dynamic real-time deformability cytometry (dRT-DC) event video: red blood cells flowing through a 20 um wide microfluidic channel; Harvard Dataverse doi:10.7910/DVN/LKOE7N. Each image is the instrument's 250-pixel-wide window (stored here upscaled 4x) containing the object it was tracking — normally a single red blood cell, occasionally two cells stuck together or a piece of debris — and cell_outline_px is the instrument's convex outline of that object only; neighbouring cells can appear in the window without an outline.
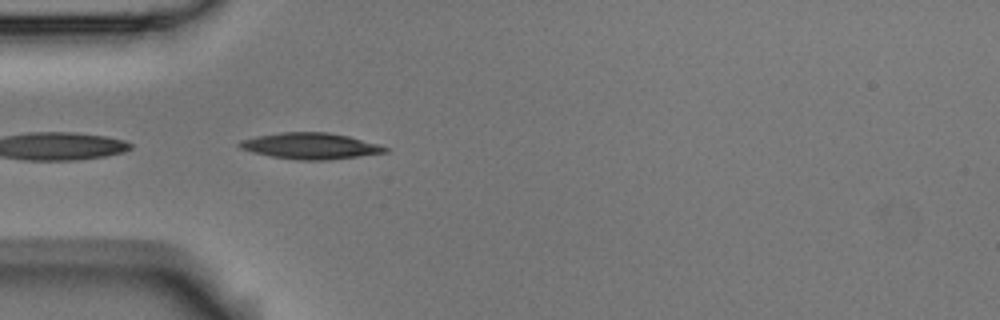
{"species": "Egyptian fruit bat (a non-hibernating species)", "species_latin": "Rousettus aegyptiacus", "temperature_condition": "room temperature", "stored_images_in_passage": 24, "camera_frame_rate_fps": 3000, "um_per_image_px": 0.085, "animal": {"sex": "male"}, "frame": {"image": 1, "passage_image": 1, "time_ms": 0.0, "image_size_px": [1000, 320], "cell_outline_px": [[388, 152], [360, 156], [328, 160], [300, 160], [272, 156], [252, 152], [240, 148], [236, 144], [240, 140], [256, 136], [280, 132], [328, 132], [348, 136], [376, 144], [388, 148]], "centroid_in_image_um": [26.34, 12.4], "position_along_channel_um": 58.7, "area_um2": 22.08}}